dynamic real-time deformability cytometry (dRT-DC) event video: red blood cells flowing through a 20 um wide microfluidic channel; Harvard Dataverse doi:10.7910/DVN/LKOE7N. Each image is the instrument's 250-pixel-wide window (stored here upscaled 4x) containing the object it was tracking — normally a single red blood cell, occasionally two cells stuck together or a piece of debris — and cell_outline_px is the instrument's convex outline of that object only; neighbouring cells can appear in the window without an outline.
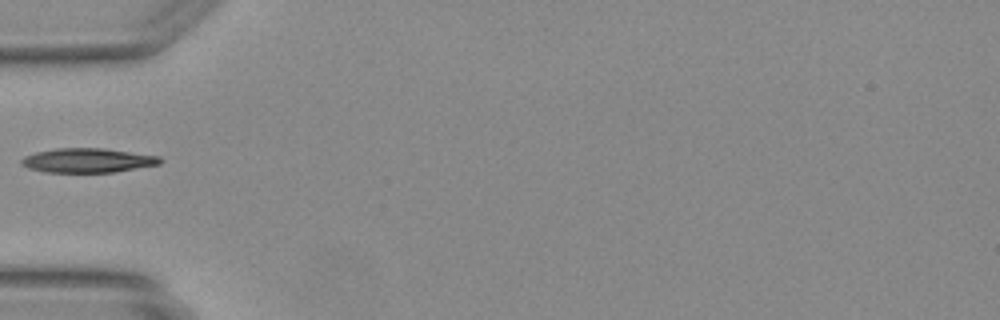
{"species": "Egyptian fruit bat (a non-hibernating species)", "species_latin": "Rousettus aegyptiacus", "temperature_condition": "warm", "stored_images_in_passage": 34, "camera_frame_rate_fps": 3000, "um_per_image_px": 0.085, "animal": {"sex": "female"}, "frame": {"image": 1, "passage_image": 1, "time_ms": 0.0, "image_size_px": [1000, 320], "cell_outline_px": [[164, 160], [160, 164], [116, 172], [44, 172], [28, 168], [20, 164], [20, 160], [24, 156], [36, 152], [56, 148], [104, 148], [160, 156]], "centroid_in_image_um": [7.46, 13.63], "position_along_channel_um": 77.5, "area_um2": 19.83}}
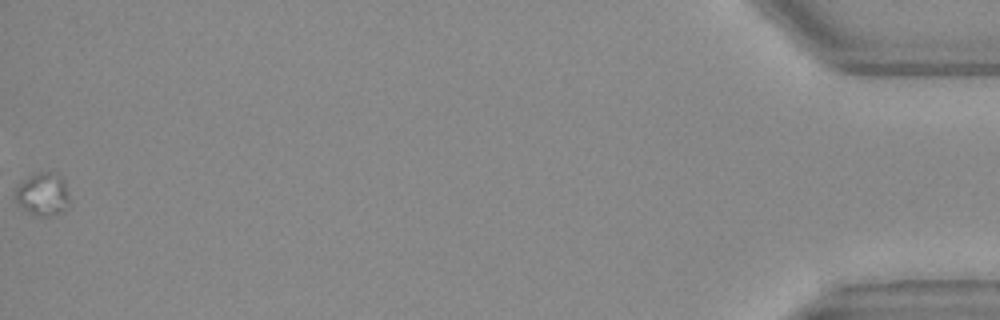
{"frame": {"image": 2, "passage_image": 34, "time_ms": 11.0, "image_size_px": [1000, 320], "cell_outline_px": [[68, 208], [64, 212], [48, 216], [40, 216], [24, 208], [16, 200], [16, 188], [24, 180], [40, 172], [48, 172], [60, 176], [64, 180], [68, 196]], "centroid_in_image_um": [3.69, 16.52], "position_along_channel_um": 431.5, "area_um2": 13.01}}